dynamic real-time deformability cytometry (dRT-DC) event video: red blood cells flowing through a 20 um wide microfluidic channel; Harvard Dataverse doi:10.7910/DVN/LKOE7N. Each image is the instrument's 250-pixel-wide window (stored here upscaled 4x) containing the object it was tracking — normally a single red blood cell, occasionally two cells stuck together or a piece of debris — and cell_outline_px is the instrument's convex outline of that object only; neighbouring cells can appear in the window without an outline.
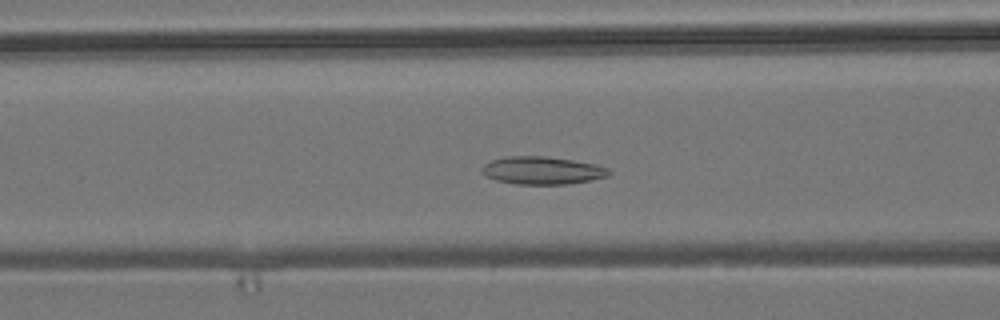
{"species": "common noctule bat (a hibernating species)", "species_latin": "Nyctalus noctula", "temperature_condition": "room temperature", "stored_images_in_passage": 51, "camera_frame_rate_fps": 3000, "um_per_image_px": 0.085, "animal": {"sex": "male", "body_mass_g": 19.2, "forearm_length_mm": 51.8}, "frame": {"image": 1, "passage_image": 18, "time_ms": 5.667, "image_size_px": [1000, 320], "cell_outline_px": [[612, 172], [608, 176], [568, 184], [516, 184], [496, 180], [480, 172], [480, 168], [484, 164], [492, 160], [508, 156], [544, 156], [572, 160], [596, 164], [608, 168]], "centroid_in_image_um": [46.08, 14.48], "position_along_channel_um": 120.5, "area_um2": 20.46}}
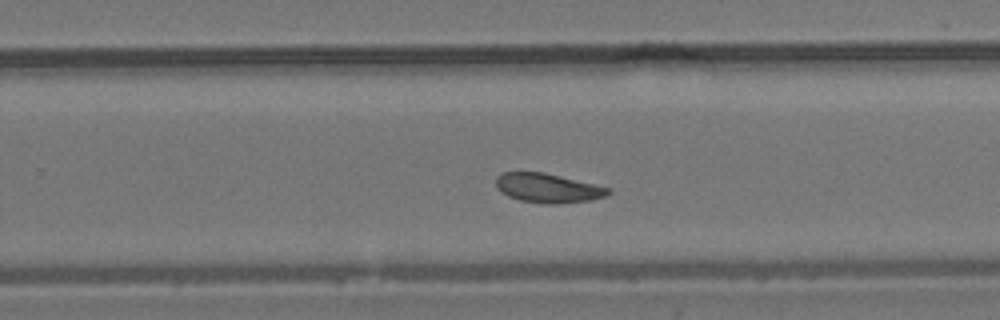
{"frame": {"image": 2, "passage_image": 31, "time_ms": 10.0, "image_size_px": [1000, 320], "cell_outline_px": [[612, 192], [608, 196], [592, 200], [560, 204], [544, 204], [520, 200], [508, 196], [500, 192], [496, 184], [496, 176], [504, 172], [544, 172], [612, 188]], "centroid_in_image_um": [46.61, 15.99], "position_along_channel_um": 283.2, "area_um2": 19.42}}
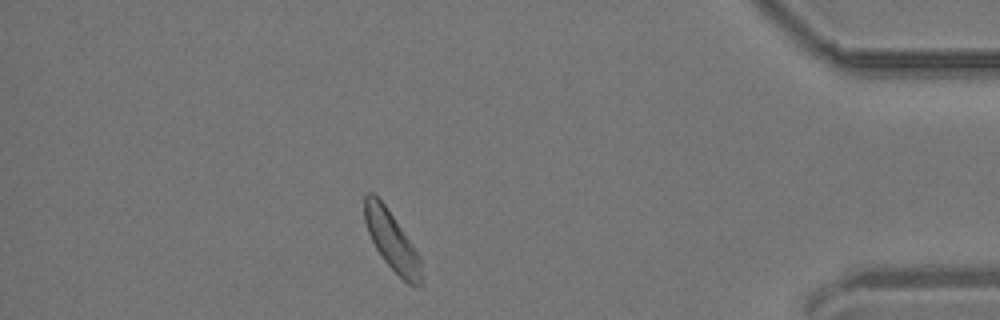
{"frame": {"image": 3, "passage_image": 44, "time_ms": 14.333, "image_size_px": [1000, 320], "cell_outline_px": [[424, 276], [420, 288], [408, 284], [384, 260], [376, 248], [368, 232], [364, 220], [364, 196], [368, 192], [372, 192], [384, 204], [412, 244], [420, 256]], "centroid_in_image_um": [33.33, 20.52], "position_along_channel_um": 401.9, "area_um2": 19.42}}